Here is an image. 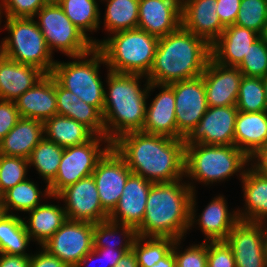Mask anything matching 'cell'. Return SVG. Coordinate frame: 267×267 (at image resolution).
Returning a JSON list of instances; mask_svg holds the SVG:
<instances>
[{"mask_svg": "<svg viewBox=\"0 0 267 267\" xmlns=\"http://www.w3.org/2000/svg\"><path fill=\"white\" fill-rule=\"evenodd\" d=\"M132 174L153 183L173 182L184 177V139L128 132L112 142Z\"/></svg>", "mask_w": 267, "mask_h": 267, "instance_id": "cell-1", "label": "cell"}, {"mask_svg": "<svg viewBox=\"0 0 267 267\" xmlns=\"http://www.w3.org/2000/svg\"><path fill=\"white\" fill-rule=\"evenodd\" d=\"M107 85L104 90L103 121L105 137L111 143L121 135L142 131L145 122L147 99L150 91L156 87L144 75L117 73L107 70ZM146 83L142 90L141 79ZM140 84V85H139Z\"/></svg>", "mask_w": 267, "mask_h": 267, "instance_id": "cell-2", "label": "cell"}, {"mask_svg": "<svg viewBox=\"0 0 267 267\" xmlns=\"http://www.w3.org/2000/svg\"><path fill=\"white\" fill-rule=\"evenodd\" d=\"M211 58V45L182 25L158 39L153 65L146 76L155 84H171L201 76Z\"/></svg>", "mask_w": 267, "mask_h": 267, "instance_id": "cell-3", "label": "cell"}, {"mask_svg": "<svg viewBox=\"0 0 267 267\" xmlns=\"http://www.w3.org/2000/svg\"><path fill=\"white\" fill-rule=\"evenodd\" d=\"M182 180L152 184L137 236L183 239L189 230L191 197L196 189L192 182Z\"/></svg>", "mask_w": 267, "mask_h": 267, "instance_id": "cell-4", "label": "cell"}, {"mask_svg": "<svg viewBox=\"0 0 267 267\" xmlns=\"http://www.w3.org/2000/svg\"><path fill=\"white\" fill-rule=\"evenodd\" d=\"M108 39L95 40L110 71L147 76L153 65L158 37L140 28L109 35Z\"/></svg>", "mask_w": 267, "mask_h": 267, "instance_id": "cell-5", "label": "cell"}, {"mask_svg": "<svg viewBox=\"0 0 267 267\" xmlns=\"http://www.w3.org/2000/svg\"><path fill=\"white\" fill-rule=\"evenodd\" d=\"M249 158L235 145H205L195 143L185 146L184 177L204 185L218 183L237 174L243 177Z\"/></svg>", "mask_w": 267, "mask_h": 267, "instance_id": "cell-6", "label": "cell"}, {"mask_svg": "<svg viewBox=\"0 0 267 267\" xmlns=\"http://www.w3.org/2000/svg\"><path fill=\"white\" fill-rule=\"evenodd\" d=\"M70 58L74 61H56L51 75L63 88L103 113L105 88L100 78L99 67L101 64L106 65V61L102 52L94 47L84 55Z\"/></svg>", "mask_w": 267, "mask_h": 267, "instance_id": "cell-7", "label": "cell"}, {"mask_svg": "<svg viewBox=\"0 0 267 267\" xmlns=\"http://www.w3.org/2000/svg\"><path fill=\"white\" fill-rule=\"evenodd\" d=\"M4 27L10 35L1 41L3 56L52 73L56 60L34 18H6Z\"/></svg>", "mask_w": 267, "mask_h": 267, "instance_id": "cell-8", "label": "cell"}, {"mask_svg": "<svg viewBox=\"0 0 267 267\" xmlns=\"http://www.w3.org/2000/svg\"><path fill=\"white\" fill-rule=\"evenodd\" d=\"M44 39L53 54L61 51L68 57L81 56L90 52L94 43L65 15L56 1L44 5L35 15Z\"/></svg>", "mask_w": 267, "mask_h": 267, "instance_id": "cell-9", "label": "cell"}, {"mask_svg": "<svg viewBox=\"0 0 267 267\" xmlns=\"http://www.w3.org/2000/svg\"><path fill=\"white\" fill-rule=\"evenodd\" d=\"M102 142L107 143L105 147L100 145ZM111 147L112 143L107 137L95 135L82 145L64 148L57 175L48 185L51 196H56L65 187L91 176L98 161Z\"/></svg>", "mask_w": 267, "mask_h": 267, "instance_id": "cell-10", "label": "cell"}, {"mask_svg": "<svg viewBox=\"0 0 267 267\" xmlns=\"http://www.w3.org/2000/svg\"><path fill=\"white\" fill-rule=\"evenodd\" d=\"M93 233V223L67 219L42 248L69 267H75L93 249Z\"/></svg>", "mask_w": 267, "mask_h": 267, "instance_id": "cell-11", "label": "cell"}, {"mask_svg": "<svg viewBox=\"0 0 267 267\" xmlns=\"http://www.w3.org/2000/svg\"><path fill=\"white\" fill-rule=\"evenodd\" d=\"M53 199L65 202V214L68 220L96 224L108 219L103 209L93 176L80 179L75 184L62 189Z\"/></svg>", "mask_w": 267, "mask_h": 267, "instance_id": "cell-12", "label": "cell"}, {"mask_svg": "<svg viewBox=\"0 0 267 267\" xmlns=\"http://www.w3.org/2000/svg\"><path fill=\"white\" fill-rule=\"evenodd\" d=\"M175 96L178 139H184L207 111V98L202 76L168 84Z\"/></svg>", "mask_w": 267, "mask_h": 267, "instance_id": "cell-13", "label": "cell"}, {"mask_svg": "<svg viewBox=\"0 0 267 267\" xmlns=\"http://www.w3.org/2000/svg\"><path fill=\"white\" fill-rule=\"evenodd\" d=\"M238 114L236 106L208 107L199 123L184 138L185 146L234 145V128Z\"/></svg>", "mask_w": 267, "mask_h": 267, "instance_id": "cell-14", "label": "cell"}, {"mask_svg": "<svg viewBox=\"0 0 267 267\" xmlns=\"http://www.w3.org/2000/svg\"><path fill=\"white\" fill-rule=\"evenodd\" d=\"M132 174L124 159L111 147L98 161L92 176L103 209L110 214L116 207L128 177Z\"/></svg>", "mask_w": 267, "mask_h": 267, "instance_id": "cell-15", "label": "cell"}, {"mask_svg": "<svg viewBox=\"0 0 267 267\" xmlns=\"http://www.w3.org/2000/svg\"><path fill=\"white\" fill-rule=\"evenodd\" d=\"M264 226L243 220L233 226L225 241L234 254L236 267H267Z\"/></svg>", "mask_w": 267, "mask_h": 267, "instance_id": "cell-16", "label": "cell"}, {"mask_svg": "<svg viewBox=\"0 0 267 267\" xmlns=\"http://www.w3.org/2000/svg\"><path fill=\"white\" fill-rule=\"evenodd\" d=\"M196 191H193L190 203L189 229L196 223L205 235L204 241H225L233 226L240 220L238 211L228 210L227 200L223 195H218L203 209L198 220L196 215ZM196 220V221H195ZM198 221V223H197Z\"/></svg>", "mask_w": 267, "mask_h": 267, "instance_id": "cell-17", "label": "cell"}, {"mask_svg": "<svg viewBox=\"0 0 267 267\" xmlns=\"http://www.w3.org/2000/svg\"><path fill=\"white\" fill-rule=\"evenodd\" d=\"M208 107L236 106L243 74L237 67H228L208 61L203 74Z\"/></svg>", "mask_w": 267, "mask_h": 267, "instance_id": "cell-18", "label": "cell"}, {"mask_svg": "<svg viewBox=\"0 0 267 267\" xmlns=\"http://www.w3.org/2000/svg\"><path fill=\"white\" fill-rule=\"evenodd\" d=\"M181 25L180 0H139L138 28L160 38Z\"/></svg>", "mask_w": 267, "mask_h": 267, "instance_id": "cell-19", "label": "cell"}, {"mask_svg": "<svg viewBox=\"0 0 267 267\" xmlns=\"http://www.w3.org/2000/svg\"><path fill=\"white\" fill-rule=\"evenodd\" d=\"M217 8V0H183L182 26L212 45L225 29L216 12Z\"/></svg>", "mask_w": 267, "mask_h": 267, "instance_id": "cell-20", "label": "cell"}, {"mask_svg": "<svg viewBox=\"0 0 267 267\" xmlns=\"http://www.w3.org/2000/svg\"><path fill=\"white\" fill-rule=\"evenodd\" d=\"M153 182L131 174L124 186L120 199L109 214L108 219L116 223L130 225L135 229L142 223L146 203Z\"/></svg>", "mask_w": 267, "mask_h": 267, "instance_id": "cell-21", "label": "cell"}, {"mask_svg": "<svg viewBox=\"0 0 267 267\" xmlns=\"http://www.w3.org/2000/svg\"><path fill=\"white\" fill-rule=\"evenodd\" d=\"M20 117L45 122L57 114L56 80L46 74L15 101Z\"/></svg>", "mask_w": 267, "mask_h": 267, "instance_id": "cell-22", "label": "cell"}, {"mask_svg": "<svg viewBox=\"0 0 267 267\" xmlns=\"http://www.w3.org/2000/svg\"><path fill=\"white\" fill-rule=\"evenodd\" d=\"M260 36L254 30L235 24L229 25L211 45V58L218 64L238 67L250 45Z\"/></svg>", "mask_w": 267, "mask_h": 267, "instance_id": "cell-23", "label": "cell"}, {"mask_svg": "<svg viewBox=\"0 0 267 267\" xmlns=\"http://www.w3.org/2000/svg\"><path fill=\"white\" fill-rule=\"evenodd\" d=\"M156 87L162 90L146 106L142 132L178 139L173 89L168 84H156Z\"/></svg>", "mask_w": 267, "mask_h": 267, "instance_id": "cell-24", "label": "cell"}, {"mask_svg": "<svg viewBox=\"0 0 267 267\" xmlns=\"http://www.w3.org/2000/svg\"><path fill=\"white\" fill-rule=\"evenodd\" d=\"M46 74L37 67L0 56V99L15 101Z\"/></svg>", "mask_w": 267, "mask_h": 267, "instance_id": "cell-25", "label": "cell"}, {"mask_svg": "<svg viewBox=\"0 0 267 267\" xmlns=\"http://www.w3.org/2000/svg\"><path fill=\"white\" fill-rule=\"evenodd\" d=\"M243 183L245 210H237L240 220L248 222H267V175L259 173L252 166L247 168L241 178ZM243 211V212H242Z\"/></svg>", "mask_w": 267, "mask_h": 267, "instance_id": "cell-26", "label": "cell"}, {"mask_svg": "<svg viewBox=\"0 0 267 267\" xmlns=\"http://www.w3.org/2000/svg\"><path fill=\"white\" fill-rule=\"evenodd\" d=\"M267 143V111H238L234 128V145L248 158Z\"/></svg>", "mask_w": 267, "mask_h": 267, "instance_id": "cell-27", "label": "cell"}, {"mask_svg": "<svg viewBox=\"0 0 267 267\" xmlns=\"http://www.w3.org/2000/svg\"><path fill=\"white\" fill-rule=\"evenodd\" d=\"M44 138L43 122L21 117L0 141V154L28 159L34 147Z\"/></svg>", "mask_w": 267, "mask_h": 267, "instance_id": "cell-28", "label": "cell"}, {"mask_svg": "<svg viewBox=\"0 0 267 267\" xmlns=\"http://www.w3.org/2000/svg\"><path fill=\"white\" fill-rule=\"evenodd\" d=\"M57 114L72 118L88 127L95 135L105 136L102 113L87 104L56 81Z\"/></svg>", "mask_w": 267, "mask_h": 267, "instance_id": "cell-29", "label": "cell"}, {"mask_svg": "<svg viewBox=\"0 0 267 267\" xmlns=\"http://www.w3.org/2000/svg\"><path fill=\"white\" fill-rule=\"evenodd\" d=\"M28 222L24 220L26 231L31 240L40 246L62 226L67 220L65 209L54 204H40L29 212Z\"/></svg>", "mask_w": 267, "mask_h": 267, "instance_id": "cell-30", "label": "cell"}, {"mask_svg": "<svg viewBox=\"0 0 267 267\" xmlns=\"http://www.w3.org/2000/svg\"><path fill=\"white\" fill-rule=\"evenodd\" d=\"M43 124L44 137L63 148L82 145L95 136L82 123L63 115L56 114Z\"/></svg>", "mask_w": 267, "mask_h": 267, "instance_id": "cell-31", "label": "cell"}, {"mask_svg": "<svg viewBox=\"0 0 267 267\" xmlns=\"http://www.w3.org/2000/svg\"><path fill=\"white\" fill-rule=\"evenodd\" d=\"M23 218L5 213L0 218V253L30 256L26 248L30 244Z\"/></svg>", "mask_w": 267, "mask_h": 267, "instance_id": "cell-32", "label": "cell"}, {"mask_svg": "<svg viewBox=\"0 0 267 267\" xmlns=\"http://www.w3.org/2000/svg\"><path fill=\"white\" fill-rule=\"evenodd\" d=\"M42 193L43 192L39 190L37 184L30 181L28 178L25 179L3 193L2 204L5 213L13 214L10 210L21 212H29L30 210H33L40 205L41 195L51 198L48 185H46L44 194Z\"/></svg>", "mask_w": 267, "mask_h": 267, "instance_id": "cell-33", "label": "cell"}, {"mask_svg": "<svg viewBox=\"0 0 267 267\" xmlns=\"http://www.w3.org/2000/svg\"><path fill=\"white\" fill-rule=\"evenodd\" d=\"M64 10L65 15L71 22L80 29L95 46V40L88 36V32H93L100 28V9L96 0H57Z\"/></svg>", "mask_w": 267, "mask_h": 267, "instance_id": "cell-34", "label": "cell"}, {"mask_svg": "<svg viewBox=\"0 0 267 267\" xmlns=\"http://www.w3.org/2000/svg\"><path fill=\"white\" fill-rule=\"evenodd\" d=\"M106 3L104 17L105 31L109 35L138 28L139 0H101Z\"/></svg>", "mask_w": 267, "mask_h": 267, "instance_id": "cell-35", "label": "cell"}, {"mask_svg": "<svg viewBox=\"0 0 267 267\" xmlns=\"http://www.w3.org/2000/svg\"><path fill=\"white\" fill-rule=\"evenodd\" d=\"M64 148L45 137L34 147L28 158L29 168L34 166L49 185L56 177Z\"/></svg>", "mask_w": 267, "mask_h": 267, "instance_id": "cell-36", "label": "cell"}, {"mask_svg": "<svg viewBox=\"0 0 267 267\" xmlns=\"http://www.w3.org/2000/svg\"><path fill=\"white\" fill-rule=\"evenodd\" d=\"M119 232H121V235L118 234ZM117 235H123L124 237L122 236V240L120 239L112 244L111 239L115 240L114 238ZM136 237L137 232L134 227L106 219L94 224L93 248L132 249Z\"/></svg>", "mask_w": 267, "mask_h": 267, "instance_id": "cell-37", "label": "cell"}, {"mask_svg": "<svg viewBox=\"0 0 267 267\" xmlns=\"http://www.w3.org/2000/svg\"><path fill=\"white\" fill-rule=\"evenodd\" d=\"M175 239L169 237L137 236L132 250L134 251L138 267H151L164 258L173 247Z\"/></svg>", "mask_w": 267, "mask_h": 267, "instance_id": "cell-38", "label": "cell"}, {"mask_svg": "<svg viewBox=\"0 0 267 267\" xmlns=\"http://www.w3.org/2000/svg\"><path fill=\"white\" fill-rule=\"evenodd\" d=\"M236 108L241 112L267 111L263 78L242 76Z\"/></svg>", "mask_w": 267, "mask_h": 267, "instance_id": "cell-39", "label": "cell"}, {"mask_svg": "<svg viewBox=\"0 0 267 267\" xmlns=\"http://www.w3.org/2000/svg\"><path fill=\"white\" fill-rule=\"evenodd\" d=\"M237 26L265 35L267 29V0H241L236 21Z\"/></svg>", "mask_w": 267, "mask_h": 267, "instance_id": "cell-40", "label": "cell"}, {"mask_svg": "<svg viewBox=\"0 0 267 267\" xmlns=\"http://www.w3.org/2000/svg\"><path fill=\"white\" fill-rule=\"evenodd\" d=\"M244 76L265 78L267 76V40L261 35L255 40L237 67Z\"/></svg>", "mask_w": 267, "mask_h": 267, "instance_id": "cell-41", "label": "cell"}, {"mask_svg": "<svg viewBox=\"0 0 267 267\" xmlns=\"http://www.w3.org/2000/svg\"><path fill=\"white\" fill-rule=\"evenodd\" d=\"M28 159L0 154V191L2 194L27 179Z\"/></svg>", "mask_w": 267, "mask_h": 267, "instance_id": "cell-42", "label": "cell"}, {"mask_svg": "<svg viewBox=\"0 0 267 267\" xmlns=\"http://www.w3.org/2000/svg\"><path fill=\"white\" fill-rule=\"evenodd\" d=\"M183 239L175 240L172 250L176 267H207V242L190 245L182 252L178 248ZM178 249V250H177Z\"/></svg>", "mask_w": 267, "mask_h": 267, "instance_id": "cell-43", "label": "cell"}, {"mask_svg": "<svg viewBox=\"0 0 267 267\" xmlns=\"http://www.w3.org/2000/svg\"><path fill=\"white\" fill-rule=\"evenodd\" d=\"M49 2L50 0H1L0 15L5 14L6 18H35L36 13Z\"/></svg>", "mask_w": 267, "mask_h": 267, "instance_id": "cell-44", "label": "cell"}, {"mask_svg": "<svg viewBox=\"0 0 267 267\" xmlns=\"http://www.w3.org/2000/svg\"><path fill=\"white\" fill-rule=\"evenodd\" d=\"M207 267H236L234 254L226 241L207 242Z\"/></svg>", "mask_w": 267, "mask_h": 267, "instance_id": "cell-45", "label": "cell"}, {"mask_svg": "<svg viewBox=\"0 0 267 267\" xmlns=\"http://www.w3.org/2000/svg\"><path fill=\"white\" fill-rule=\"evenodd\" d=\"M20 118L14 101L0 99V141L17 124Z\"/></svg>", "mask_w": 267, "mask_h": 267, "instance_id": "cell-46", "label": "cell"}, {"mask_svg": "<svg viewBox=\"0 0 267 267\" xmlns=\"http://www.w3.org/2000/svg\"><path fill=\"white\" fill-rule=\"evenodd\" d=\"M241 0H217V10L224 27L233 25L240 9Z\"/></svg>", "mask_w": 267, "mask_h": 267, "instance_id": "cell-47", "label": "cell"}, {"mask_svg": "<svg viewBox=\"0 0 267 267\" xmlns=\"http://www.w3.org/2000/svg\"><path fill=\"white\" fill-rule=\"evenodd\" d=\"M30 267H69L58 257L51 255L44 248L38 253L30 255Z\"/></svg>", "mask_w": 267, "mask_h": 267, "instance_id": "cell-48", "label": "cell"}, {"mask_svg": "<svg viewBox=\"0 0 267 267\" xmlns=\"http://www.w3.org/2000/svg\"><path fill=\"white\" fill-rule=\"evenodd\" d=\"M0 267H30V256L0 253Z\"/></svg>", "mask_w": 267, "mask_h": 267, "instance_id": "cell-49", "label": "cell"}, {"mask_svg": "<svg viewBox=\"0 0 267 267\" xmlns=\"http://www.w3.org/2000/svg\"><path fill=\"white\" fill-rule=\"evenodd\" d=\"M251 166L264 175H267V143L249 158ZM255 160V161H254ZM253 163V164H252Z\"/></svg>", "mask_w": 267, "mask_h": 267, "instance_id": "cell-50", "label": "cell"}, {"mask_svg": "<svg viewBox=\"0 0 267 267\" xmlns=\"http://www.w3.org/2000/svg\"><path fill=\"white\" fill-rule=\"evenodd\" d=\"M132 249H109L104 248V259L108 263L105 267H115V264L121 259V257L126 253L131 251ZM104 260V261H105Z\"/></svg>", "mask_w": 267, "mask_h": 267, "instance_id": "cell-51", "label": "cell"}, {"mask_svg": "<svg viewBox=\"0 0 267 267\" xmlns=\"http://www.w3.org/2000/svg\"><path fill=\"white\" fill-rule=\"evenodd\" d=\"M103 259H102V258ZM102 259L104 260V248H93L89 253H87L76 265L75 267H87L89 266L94 259ZM95 263V262H94ZM101 263V262H100ZM105 267V266H103Z\"/></svg>", "mask_w": 267, "mask_h": 267, "instance_id": "cell-52", "label": "cell"}, {"mask_svg": "<svg viewBox=\"0 0 267 267\" xmlns=\"http://www.w3.org/2000/svg\"><path fill=\"white\" fill-rule=\"evenodd\" d=\"M115 267H138L136 255L133 250L126 252L115 264Z\"/></svg>", "mask_w": 267, "mask_h": 267, "instance_id": "cell-53", "label": "cell"}, {"mask_svg": "<svg viewBox=\"0 0 267 267\" xmlns=\"http://www.w3.org/2000/svg\"><path fill=\"white\" fill-rule=\"evenodd\" d=\"M151 267H176V261L173 250H171L164 258L154 263Z\"/></svg>", "mask_w": 267, "mask_h": 267, "instance_id": "cell-54", "label": "cell"}, {"mask_svg": "<svg viewBox=\"0 0 267 267\" xmlns=\"http://www.w3.org/2000/svg\"><path fill=\"white\" fill-rule=\"evenodd\" d=\"M264 248H265V256H266V263H267V223L264 226Z\"/></svg>", "mask_w": 267, "mask_h": 267, "instance_id": "cell-55", "label": "cell"}, {"mask_svg": "<svg viewBox=\"0 0 267 267\" xmlns=\"http://www.w3.org/2000/svg\"><path fill=\"white\" fill-rule=\"evenodd\" d=\"M263 85H264V90H265L266 106H267V76L263 78Z\"/></svg>", "mask_w": 267, "mask_h": 267, "instance_id": "cell-56", "label": "cell"}, {"mask_svg": "<svg viewBox=\"0 0 267 267\" xmlns=\"http://www.w3.org/2000/svg\"><path fill=\"white\" fill-rule=\"evenodd\" d=\"M5 214L4 208H3V204L2 202H0V218L2 217V215Z\"/></svg>", "mask_w": 267, "mask_h": 267, "instance_id": "cell-57", "label": "cell"}, {"mask_svg": "<svg viewBox=\"0 0 267 267\" xmlns=\"http://www.w3.org/2000/svg\"><path fill=\"white\" fill-rule=\"evenodd\" d=\"M2 16L0 15V25H1V22H2ZM1 28V27H0ZM2 55V45H0V56Z\"/></svg>", "mask_w": 267, "mask_h": 267, "instance_id": "cell-58", "label": "cell"}, {"mask_svg": "<svg viewBox=\"0 0 267 267\" xmlns=\"http://www.w3.org/2000/svg\"><path fill=\"white\" fill-rule=\"evenodd\" d=\"M2 198H3V194H2V192L0 191V202H2Z\"/></svg>", "mask_w": 267, "mask_h": 267, "instance_id": "cell-59", "label": "cell"}, {"mask_svg": "<svg viewBox=\"0 0 267 267\" xmlns=\"http://www.w3.org/2000/svg\"><path fill=\"white\" fill-rule=\"evenodd\" d=\"M264 36H265V38H266V40H267V29H266V32H265V35H264Z\"/></svg>", "mask_w": 267, "mask_h": 267, "instance_id": "cell-60", "label": "cell"}]
</instances>
